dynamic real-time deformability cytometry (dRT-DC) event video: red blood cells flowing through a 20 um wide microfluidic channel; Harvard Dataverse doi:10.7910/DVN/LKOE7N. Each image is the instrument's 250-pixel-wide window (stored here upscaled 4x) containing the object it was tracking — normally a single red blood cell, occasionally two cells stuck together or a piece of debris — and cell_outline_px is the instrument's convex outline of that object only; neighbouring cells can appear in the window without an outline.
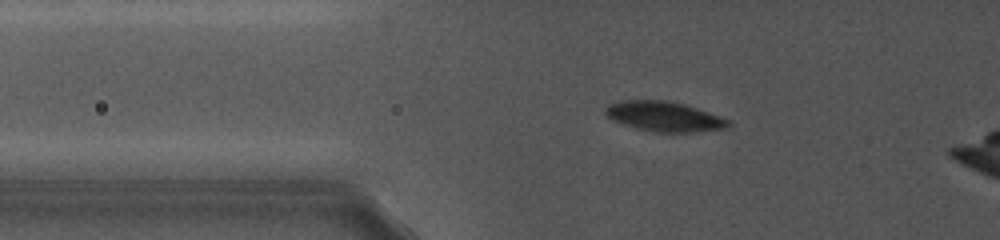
{"species": "common noctule bat (a hibernating species)", "species_latin": "Nyctalus noctula", "temperature_condition": "cold", "stored_images_in_passage": 31, "camera_frame_rate_fps": 5000, "um_per_image_px": 0.085, "animal": {"sex": "female", "body_mass_g": 19.0, "forearm_length_mm": 56.7}, "frame": {"image": 1, "passage_image": 11, "time_ms": 7.2, "image_size_px": [1000, 240], "cell_outline_px": [[732, 124], [728, 128], [692, 132], [656, 132], [636, 128], [612, 120], [604, 112], [604, 108], [608, 104], [620, 100], [668, 100], [684, 104], [708, 112], [728, 120]], "centroid_in_image_um": [56.42, 9.89], "position_along_channel_um": 69.4, "area_um2": 21.39}}
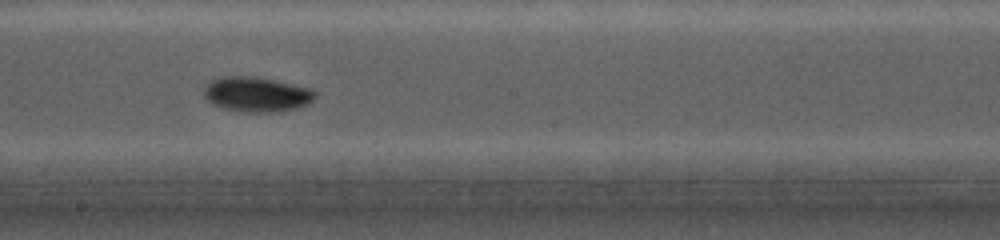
{"frame": {"image": 2, "passage_image": 19, "time_ms": 11.8, "image_size_px": [1000, 240], "cell_outline_px": [[316, 96], [308, 104], [296, 108], [276, 112], [244, 112], [224, 108], [212, 104], [204, 96], [204, 88], [212, 80], [224, 76], [256, 76], [312, 88], [316, 92]], "centroid_in_image_um": [21.83, 8.01], "position_along_channel_um": 226.4, "area_um2": 22.66}}
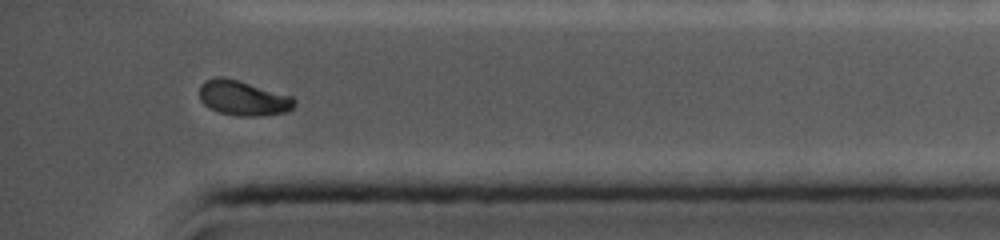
{"frame": {"image": 3, "passage_image": 29, "time_ms": 16.6, "image_size_px": [1000, 240], "cell_outline_px": [[296, 104], [288, 112], [260, 116], [240, 116], [220, 112], [208, 108], [200, 100], [200, 84], [204, 80], [216, 76], [224, 76], [240, 80], [292, 96], [296, 100]], "centroid_in_image_um": [20.66, 8.32], "position_along_channel_um": 414.5, "area_um2": 19.65}, "authors_computed_cell_mechanics": {"area_um2": 20.5768, "velocity_mm_per_s": 3.916, "shape_relaxation_time_tau1_ms": 1.9498, "shape_relaxation_time_tau2_ms": null, "deformation_change_tau1": 0.092, "deformation_change_tau2": null}}